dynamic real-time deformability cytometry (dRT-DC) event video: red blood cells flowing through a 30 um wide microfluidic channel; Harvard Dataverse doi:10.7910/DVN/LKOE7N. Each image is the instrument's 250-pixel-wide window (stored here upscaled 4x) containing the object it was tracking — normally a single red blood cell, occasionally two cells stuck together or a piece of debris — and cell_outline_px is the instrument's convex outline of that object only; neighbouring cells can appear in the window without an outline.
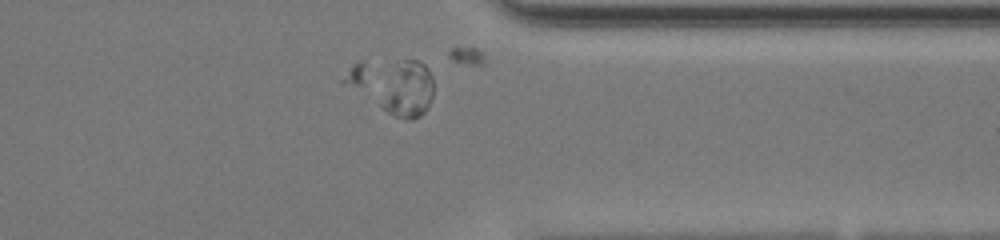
{"species": "common noctule bat (a hibernating species)", "species_latin": "Nyctalus noctula", "temperature_condition": "warm", "stored_images_in_passage": 39, "segment_of_instrument_passage": [1, 2], "camera_frame_rate_fps": 3000, "um_per_image_px": 0.085, "animal": {"sex": "female", "body_mass_g": 20.0, "forearm_length_mm": 54.0}, "frame": {"image": 1, "passage_image": 28, "time_ms": 9.0, "image_size_px": [1000, 240], "cell_outline_px": [[432, 96], [428, 108], [420, 116], [412, 120], [408, 120], [392, 116], [380, 104], [404, 60], [416, 60], [424, 64], [428, 68], [432, 76]], "centroid_in_image_um": [34.79, 7.76], "position_along_channel_um": 376.6, "area_um2": 15.9}}